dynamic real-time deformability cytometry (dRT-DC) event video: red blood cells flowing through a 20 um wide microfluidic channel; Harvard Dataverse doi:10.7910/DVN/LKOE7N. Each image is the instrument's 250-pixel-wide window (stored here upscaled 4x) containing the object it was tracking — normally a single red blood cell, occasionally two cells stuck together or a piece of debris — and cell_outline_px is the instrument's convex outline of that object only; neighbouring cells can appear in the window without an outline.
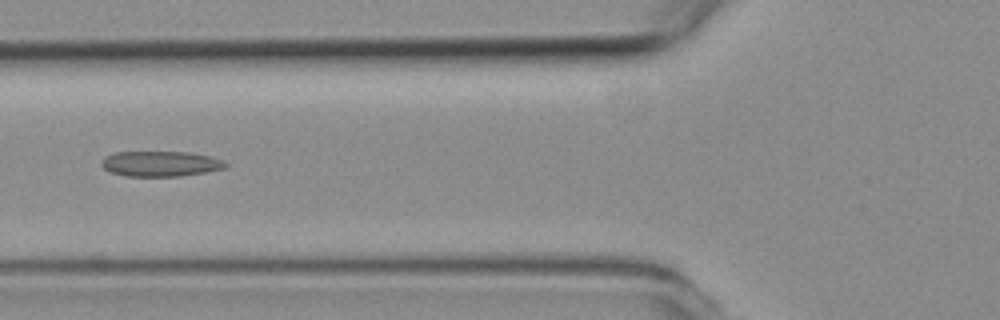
{"species": "common noctule bat (a hibernating species)", "species_latin": "Nyctalus noctula", "temperature_condition": "room temperature", "stored_images_in_passage": 5, "camera_frame_rate_fps": 3000, "um_per_image_px": 0.085, "animal": {"sex": "female", "body_mass_g": 19.3, "forearm_length_mm": 54.1}, "frame": {"image": 1, "passage_image": 5, "time_ms": 4.667, "image_size_px": [1000, 320], "cell_outline_px": [[228, 164], [224, 168], [204, 172], [180, 176], [124, 176], [112, 172], [104, 168], [100, 164], [100, 160], [104, 156], [112, 152], [188, 152], [208, 156], [224, 160]], "centroid_in_image_um": [13.59, 13.91], "position_along_channel_um": 112.2, "area_um2": 18.32}}